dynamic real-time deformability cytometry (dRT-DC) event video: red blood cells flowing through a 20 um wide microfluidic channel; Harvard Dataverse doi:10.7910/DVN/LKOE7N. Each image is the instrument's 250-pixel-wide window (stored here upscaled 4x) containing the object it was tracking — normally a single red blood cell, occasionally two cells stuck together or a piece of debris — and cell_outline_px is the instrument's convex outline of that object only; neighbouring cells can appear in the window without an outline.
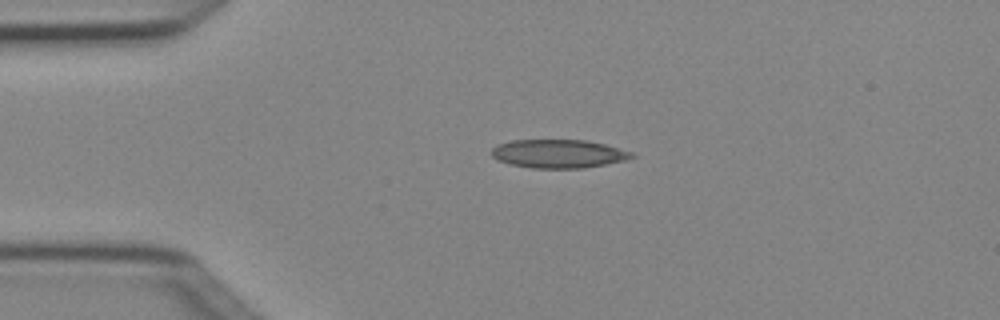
{"species": "Egyptian fruit bat (a non-hibernating species)", "species_latin": "Rousettus aegyptiacus", "temperature_condition": "cold", "stored_images_in_passage": 5, "camera_frame_rate_fps": 3000, "um_per_image_px": 0.085, "animal": {"sex": "female"}, "frame": {"image": 1, "passage_image": 3, "time_ms": 0.667, "image_size_px": [1000, 320], "cell_outline_px": [[636, 156], [624, 160], [584, 168], [532, 168], [508, 164], [492, 156], [488, 152], [496, 144], [512, 140], [588, 140], [604, 144], [632, 152]], "centroid_in_image_um": [47.42, 13.06], "position_along_channel_um": 37.6, "area_um2": 23.29}}
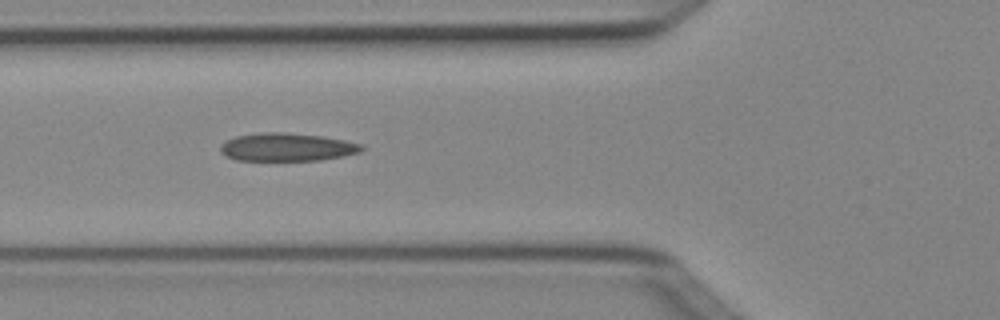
{"frame": {"image": 2, "passage_image": 5, "time_ms": 1.333, "image_size_px": [1000, 320], "cell_outline_px": [[364, 148], [360, 152], [344, 156], [320, 160], [236, 160], [220, 152], [220, 144], [236, 136], [260, 132], [284, 132], [324, 136], [364, 144]], "centroid_in_image_um": [24.42, 12.5], "position_along_channel_um": 101.4, "area_um2": 23.18}}